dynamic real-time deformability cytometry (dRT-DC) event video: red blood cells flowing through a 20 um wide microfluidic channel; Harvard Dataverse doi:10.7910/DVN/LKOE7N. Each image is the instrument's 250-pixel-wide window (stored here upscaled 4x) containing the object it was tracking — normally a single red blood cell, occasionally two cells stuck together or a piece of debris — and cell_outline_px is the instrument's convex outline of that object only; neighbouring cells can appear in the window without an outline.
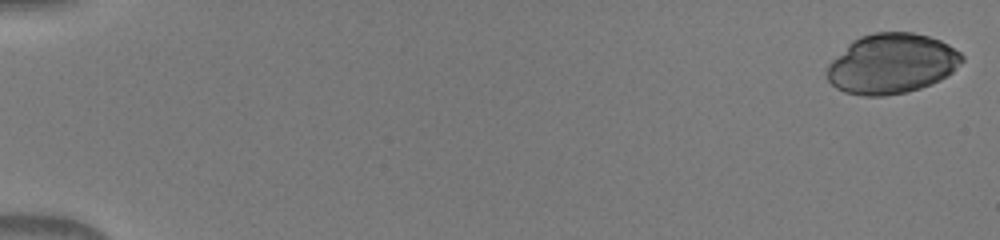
{"species": "human", "species_latin": "Homo sapiens", "temperature_condition": "warm", "stored_images_in_passage": 50, "camera_frame_rate_fps": 3000, "um_per_image_px": 0.085, "donor": {"sex": "male"}, "frame": {"image": 1, "passage_image": 1, "time_ms": 0.0, "image_size_px": [1000, 240], "cell_outline_px": [[964, 60], [952, 72], [940, 80], [932, 84], [920, 88], [904, 92], [884, 96], [864, 96], [844, 92], [836, 88], [828, 80], [824, 72], [828, 64], [852, 40], [860, 36], [872, 32], [912, 32], [928, 36], [940, 40], [948, 44], [960, 52], [964, 56]], "centroid_in_image_um": [75.78, 5.41], "position_along_channel_um": 9.2, "area_um2": 47.45}}
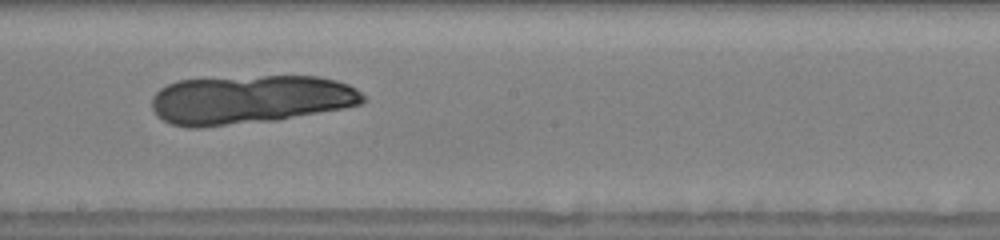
{"frame": {"image": 2, "passage_image": 30, "time_ms": 9.667, "image_size_px": [1000, 240], "cell_outline_px": [[368, 100], [360, 104], [344, 108], [276, 120], [204, 128], [188, 128], [172, 124], [156, 116], [152, 108], [152, 96], [160, 88], [176, 80], [264, 76], [320, 76], [336, 80], [348, 84], [356, 88]], "centroid_in_image_um": [21.24, 8.47], "position_along_channel_um": 227.0, "area_um2": 60.52}}
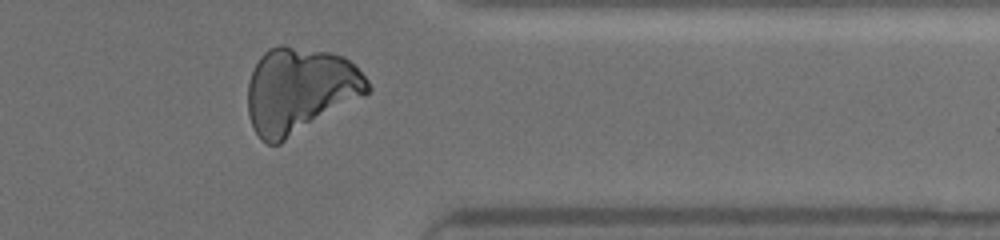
{"frame": {"image": 3, "passage_image": 42, "time_ms": 13.667, "image_size_px": [1000, 240], "cell_outline_px": [[372, 88], [368, 92], [280, 144], [268, 144], [260, 140], [252, 128], [248, 116], [248, 84], [252, 72], [260, 56], [268, 48], [276, 44], [284, 44], [328, 52], [344, 56], [368, 80]], "centroid_in_image_um": [25.43, 7.67], "position_along_channel_um": 386.0, "area_um2": 59.71}}